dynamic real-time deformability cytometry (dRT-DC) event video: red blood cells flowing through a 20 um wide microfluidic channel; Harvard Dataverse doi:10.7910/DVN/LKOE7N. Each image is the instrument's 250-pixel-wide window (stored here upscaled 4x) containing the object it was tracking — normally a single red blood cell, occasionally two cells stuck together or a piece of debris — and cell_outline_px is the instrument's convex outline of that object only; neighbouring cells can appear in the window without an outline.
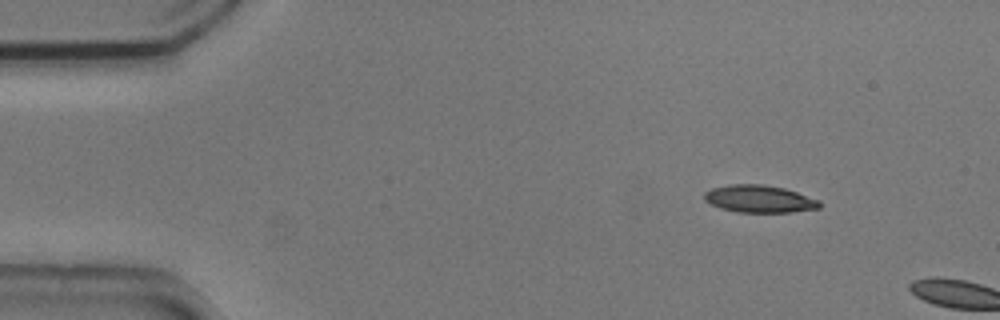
{"species": "common noctule bat (a hibernating species)", "species_latin": "Nyctalus noctula", "temperature_condition": "cold", "stored_images_in_passage": 2, "camera_frame_rate_fps": 3000, "um_per_image_px": 0.085, "animal": {"sex": "male", "body_mass_g": 20.5, "forearm_length_mm": 52.5}, "frame": {"image": 1, "passage_image": 1, "time_ms": 0.0, "image_size_px": [1000, 320], "cell_outline_px": [[820, 208], [792, 212], [736, 212], [720, 208], [704, 200], [704, 192], [712, 188], [732, 184], [764, 184], [784, 188], [820, 200]], "centroid_in_image_um": [64.54, 16.9], "position_along_channel_um": 20.5, "area_um2": 18.38}}